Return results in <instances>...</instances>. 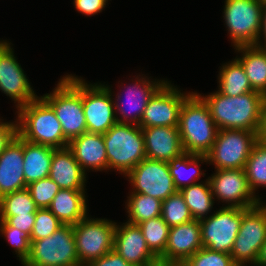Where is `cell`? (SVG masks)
Listing matches in <instances>:
<instances>
[{
  "mask_svg": "<svg viewBox=\"0 0 266 266\" xmlns=\"http://www.w3.org/2000/svg\"><path fill=\"white\" fill-rule=\"evenodd\" d=\"M115 228V221L91 218L89 215L73 225L76 252L81 266H87L113 250Z\"/></svg>",
  "mask_w": 266,
  "mask_h": 266,
  "instance_id": "cell-9",
  "label": "cell"
},
{
  "mask_svg": "<svg viewBox=\"0 0 266 266\" xmlns=\"http://www.w3.org/2000/svg\"><path fill=\"white\" fill-rule=\"evenodd\" d=\"M87 176L68 147L53 150L49 177L60 189L87 190Z\"/></svg>",
  "mask_w": 266,
  "mask_h": 266,
  "instance_id": "cell-23",
  "label": "cell"
},
{
  "mask_svg": "<svg viewBox=\"0 0 266 266\" xmlns=\"http://www.w3.org/2000/svg\"><path fill=\"white\" fill-rule=\"evenodd\" d=\"M32 199L38 209L49 208L60 187L50 177L37 180L27 185Z\"/></svg>",
  "mask_w": 266,
  "mask_h": 266,
  "instance_id": "cell-37",
  "label": "cell"
},
{
  "mask_svg": "<svg viewBox=\"0 0 266 266\" xmlns=\"http://www.w3.org/2000/svg\"><path fill=\"white\" fill-rule=\"evenodd\" d=\"M261 3H264V2H266V0H259Z\"/></svg>",
  "mask_w": 266,
  "mask_h": 266,
  "instance_id": "cell-48",
  "label": "cell"
},
{
  "mask_svg": "<svg viewBox=\"0 0 266 266\" xmlns=\"http://www.w3.org/2000/svg\"><path fill=\"white\" fill-rule=\"evenodd\" d=\"M116 222L113 250L125 261L135 266H150L159 259L148 248L138 225Z\"/></svg>",
  "mask_w": 266,
  "mask_h": 266,
  "instance_id": "cell-18",
  "label": "cell"
},
{
  "mask_svg": "<svg viewBox=\"0 0 266 266\" xmlns=\"http://www.w3.org/2000/svg\"><path fill=\"white\" fill-rule=\"evenodd\" d=\"M208 176L214 200L223 202L225 207L249 209L262 201L251 191L244 168L215 169ZM227 204V205H226Z\"/></svg>",
  "mask_w": 266,
  "mask_h": 266,
  "instance_id": "cell-12",
  "label": "cell"
},
{
  "mask_svg": "<svg viewBox=\"0 0 266 266\" xmlns=\"http://www.w3.org/2000/svg\"><path fill=\"white\" fill-rule=\"evenodd\" d=\"M204 162L208 164L206 155L190 153H184L182 156L169 162L170 175L178 191L186 186L200 182L201 176L204 177L206 175L200 166V163Z\"/></svg>",
  "mask_w": 266,
  "mask_h": 266,
  "instance_id": "cell-27",
  "label": "cell"
},
{
  "mask_svg": "<svg viewBox=\"0 0 266 266\" xmlns=\"http://www.w3.org/2000/svg\"><path fill=\"white\" fill-rule=\"evenodd\" d=\"M109 0H73L74 8L85 16H94L101 13L106 5H108Z\"/></svg>",
  "mask_w": 266,
  "mask_h": 266,
  "instance_id": "cell-39",
  "label": "cell"
},
{
  "mask_svg": "<svg viewBox=\"0 0 266 266\" xmlns=\"http://www.w3.org/2000/svg\"><path fill=\"white\" fill-rule=\"evenodd\" d=\"M125 178L131 184V192L152 196L161 201L175 194L176 189L170 175L169 162L145 158Z\"/></svg>",
  "mask_w": 266,
  "mask_h": 266,
  "instance_id": "cell-14",
  "label": "cell"
},
{
  "mask_svg": "<svg viewBox=\"0 0 266 266\" xmlns=\"http://www.w3.org/2000/svg\"><path fill=\"white\" fill-rule=\"evenodd\" d=\"M244 171L251 191L261 201L263 197H259L258 188H266V143L257 141L247 159ZM257 194V195H256Z\"/></svg>",
  "mask_w": 266,
  "mask_h": 266,
  "instance_id": "cell-31",
  "label": "cell"
},
{
  "mask_svg": "<svg viewBox=\"0 0 266 266\" xmlns=\"http://www.w3.org/2000/svg\"><path fill=\"white\" fill-rule=\"evenodd\" d=\"M177 85L166 81L149 99L141 118L140 127L179 126L180 110L184 101L193 93L181 92Z\"/></svg>",
  "mask_w": 266,
  "mask_h": 266,
  "instance_id": "cell-17",
  "label": "cell"
},
{
  "mask_svg": "<svg viewBox=\"0 0 266 266\" xmlns=\"http://www.w3.org/2000/svg\"><path fill=\"white\" fill-rule=\"evenodd\" d=\"M55 111L64 137L70 141L88 132L82 106V77L65 74L50 93L41 96Z\"/></svg>",
  "mask_w": 266,
  "mask_h": 266,
  "instance_id": "cell-4",
  "label": "cell"
},
{
  "mask_svg": "<svg viewBox=\"0 0 266 266\" xmlns=\"http://www.w3.org/2000/svg\"><path fill=\"white\" fill-rule=\"evenodd\" d=\"M202 247L200 221L192 220L169 229L166 249L158 259L182 264Z\"/></svg>",
  "mask_w": 266,
  "mask_h": 266,
  "instance_id": "cell-19",
  "label": "cell"
},
{
  "mask_svg": "<svg viewBox=\"0 0 266 266\" xmlns=\"http://www.w3.org/2000/svg\"><path fill=\"white\" fill-rule=\"evenodd\" d=\"M125 202L128 219L126 222L139 223L161 216L162 201L141 193H129Z\"/></svg>",
  "mask_w": 266,
  "mask_h": 266,
  "instance_id": "cell-30",
  "label": "cell"
},
{
  "mask_svg": "<svg viewBox=\"0 0 266 266\" xmlns=\"http://www.w3.org/2000/svg\"><path fill=\"white\" fill-rule=\"evenodd\" d=\"M208 106L218 130L242 129L258 132L265 96L257 91L240 96H226L218 91L202 95L194 91Z\"/></svg>",
  "mask_w": 266,
  "mask_h": 266,
  "instance_id": "cell-1",
  "label": "cell"
},
{
  "mask_svg": "<svg viewBox=\"0 0 266 266\" xmlns=\"http://www.w3.org/2000/svg\"><path fill=\"white\" fill-rule=\"evenodd\" d=\"M145 74L135 75V79H131L132 83H129L126 86H123L124 83L121 82L120 88H126V96L122 99L124 93L123 90L113 93L112 85L106 84L110 89L114 106L117 123L133 124L140 125L141 118L143 116L144 110L148 104L149 99L154 95V93L167 81L165 78L152 79L151 76L148 77ZM145 76V77H144ZM151 78V79H150ZM115 96V97H114ZM126 99V100H125Z\"/></svg>",
  "mask_w": 266,
  "mask_h": 266,
  "instance_id": "cell-10",
  "label": "cell"
},
{
  "mask_svg": "<svg viewBox=\"0 0 266 266\" xmlns=\"http://www.w3.org/2000/svg\"><path fill=\"white\" fill-rule=\"evenodd\" d=\"M23 162V139L16 134L0 154V198L27 188Z\"/></svg>",
  "mask_w": 266,
  "mask_h": 266,
  "instance_id": "cell-21",
  "label": "cell"
},
{
  "mask_svg": "<svg viewBox=\"0 0 266 266\" xmlns=\"http://www.w3.org/2000/svg\"><path fill=\"white\" fill-rule=\"evenodd\" d=\"M150 251L159 258L166 249L170 227L162 219L155 217L138 224Z\"/></svg>",
  "mask_w": 266,
  "mask_h": 266,
  "instance_id": "cell-33",
  "label": "cell"
},
{
  "mask_svg": "<svg viewBox=\"0 0 266 266\" xmlns=\"http://www.w3.org/2000/svg\"><path fill=\"white\" fill-rule=\"evenodd\" d=\"M87 266H135L125 261L115 250L109 251L106 255L92 261Z\"/></svg>",
  "mask_w": 266,
  "mask_h": 266,
  "instance_id": "cell-42",
  "label": "cell"
},
{
  "mask_svg": "<svg viewBox=\"0 0 266 266\" xmlns=\"http://www.w3.org/2000/svg\"><path fill=\"white\" fill-rule=\"evenodd\" d=\"M223 20L233 48L255 45L262 26L259 0H225Z\"/></svg>",
  "mask_w": 266,
  "mask_h": 266,
  "instance_id": "cell-7",
  "label": "cell"
},
{
  "mask_svg": "<svg viewBox=\"0 0 266 266\" xmlns=\"http://www.w3.org/2000/svg\"><path fill=\"white\" fill-rule=\"evenodd\" d=\"M37 207L27 188L12 192L0 198V221L9 216L36 213Z\"/></svg>",
  "mask_w": 266,
  "mask_h": 266,
  "instance_id": "cell-32",
  "label": "cell"
},
{
  "mask_svg": "<svg viewBox=\"0 0 266 266\" xmlns=\"http://www.w3.org/2000/svg\"><path fill=\"white\" fill-rule=\"evenodd\" d=\"M178 127L184 152L196 155L211 150L218 132L208 106L195 92L181 107Z\"/></svg>",
  "mask_w": 266,
  "mask_h": 266,
  "instance_id": "cell-3",
  "label": "cell"
},
{
  "mask_svg": "<svg viewBox=\"0 0 266 266\" xmlns=\"http://www.w3.org/2000/svg\"><path fill=\"white\" fill-rule=\"evenodd\" d=\"M142 132L148 159L172 162L185 153L178 126L147 127Z\"/></svg>",
  "mask_w": 266,
  "mask_h": 266,
  "instance_id": "cell-20",
  "label": "cell"
},
{
  "mask_svg": "<svg viewBox=\"0 0 266 266\" xmlns=\"http://www.w3.org/2000/svg\"><path fill=\"white\" fill-rule=\"evenodd\" d=\"M22 266H81L73 225H61L52 235L31 241L30 254Z\"/></svg>",
  "mask_w": 266,
  "mask_h": 266,
  "instance_id": "cell-8",
  "label": "cell"
},
{
  "mask_svg": "<svg viewBox=\"0 0 266 266\" xmlns=\"http://www.w3.org/2000/svg\"><path fill=\"white\" fill-rule=\"evenodd\" d=\"M82 78V106L89 133H106L117 123L114 101L105 82L89 83Z\"/></svg>",
  "mask_w": 266,
  "mask_h": 266,
  "instance_id": "cell-16",
  "label": "cell"
},
{
  "mask_svg": "<svg viewBox=\"0 0 266 266\" xmlns=\"http://www.w3.org/2000/svg\"><path fill=\"white\" fill-rule=\"evenodd\" d=\"M161 217L170 228L194 220L180 191L162 201Z\"/></svg>",
  "mask_w": 266,
  "mask_h": 266,
  "instance_id": "cell-34",
  "label": "cell"
},
{
  "mask_svg": "<svg viewBox=\"0 0 266 266\" xmlns=\"http://www.w3.org/2000/svg\"><path fill=\"white\" fill-rule=\"evenodd\" d=\"M0 234L10 243L17 254L18 260L23 264L30 254L31 238L27 232L9 226L5 221H0Z\"/></svg>",
  "mask_w": 266,
  "mask_h": 266,
  "instance_id": "cell-35",
  "label": "cell"
},
{
  "mask_svg": "<svg viewBox=\"0 0 266 266\" xmlns=\"http://www.w3.org/2000/svg\"><path fill=\"white\" fill-rule=\"evenodd\" d=\"M185 199L194 220L207 218L213 209L215 200L208 179L194 183L179 190Z\"/></svg>",
  "mask_w": 266,
  "mask_h": 266,
  "instance_id": "cell-29",
  "label": "cell"
},
{
  "mask_svg": "<svg viewBox=\"0 0 266 266\" xmlns=\"http://www.w3.org/2000/svg\"><path fill=\"white\" fill-rule=\"evenodd\" d=\"M258 141L257 133L242 129L218 130L211 150L206 154L208 164L214 169L244 168Z\"/></svg>",
  "mask_w": 266,
  "mask_h": 266,
  "instance_id": "cell-11",
  "label": "cell"
},
{
  "mask_svg": "<svg viewBox=\"0 0 266 266\" xmlns=\"http://www.w3.org/2000/svg\"><path fill=\"white\" fill-rule=\"evenodd\" d=\"M85 193V190L60 189L48 209L63 225H75L90 211Z\"/></svg>",
  "mask_w": 266,
  "mask_h": 266,
  "instance_id": "cell-24",
  "label": "cell"
},
{
  "mask_svg": "<svg viewBox=\"0 0 266 266\" xmlns=\"http://www.w3.org/2000/svg\"><path fill=\"white\" fill-rule=\"evenodd\" d=\"M150 266H175V263H164V262L158 261Z\"/></svg>",
  "mask_w": 266,
  "mask_h": 266,
  "instance_id": "cell-46",
  "label": "cell"
},
{
  "mask_svg": "<svg viewBox=\"0 0 266 266\" xmlns=\"http://www.w3.org/2000/svg\"><path fill=\"white\" fill-rule=\"evenodd\" d=\"M54 149L23 139V172L26 185L49 177Z\"/></svg>",
  "mask_w": 266,
  "mask_h": 266,
  "instance_id": "cell-25",
  "label": "cell"
},
{
  "mask_svg": "<svg viewBox=\"0 0 266 266\" xmlns=\"http://www.w3.org/2000/svg\"><path fill=\"white\" fill-rule=\"evenodd\" d=\"M17 134V122L15 121H3L0 118V154L5 149L6 145L12 140V138Z\"/></svg>",
  "mask_w": 266,
  "mask_h": 266,
  "instance_id": "cell-41",
  "label": "cell"
},
{
  "mask_svg": "<svg viewBox=\"0 0 266 266\" xmlns=\"http://www.w3.org/2000/svg\"><path fill=\"white\" fill-rule=\"evenodd\" d=\"M108 170L126 176L146 158L142 128L139 125L116 123L103 134Z\"/></svg>",
  "mask_w": 266,
  "mask_h": 266,
  "instance_id": "cell-5",
  "label": "cell"
},
{
  "mask_svg": "<svg viewBox=\"0 0 266 266\" xmlns=\"http://www.w3.org/2000/svg\"><path fill=\"white\" fill-rule=\"evenodd\" d=\"M15 115L17 134L22 139L55 149L68 147L55 111L41 96L19 107Z\"/></svg>",
  "mask_w": 266,
  "mask_h": 266,
  "instance_id": "cell-2",
  "label": "cell"
},
{
  "mask_svg": "<svg viewBox=\"0 0 266 266\" xmlns=\"http://www.w3.org/2000/svg\"><path fill=\"white\" fill-rule=\"evenodd\" d=\"M235 58L242 64L254 91L266 96V49L254 45L235 47Z\"/></svg>",
  "mask_w": 266,
  "mask_h": 266,
  "instance_id": "cell-26",
  "label": "cell"
},
{
  "mask_svg": "<svg viewBox=\"0 0 266 266\" xmlns=\"http://www.w3.org/2000/svg\"><path fill=\"white\" fill-rule=\"evenodd\" d=\"M266 242V203L243 209L238 235L230 252L238 266H255Z\"/></svg>",
  "mask_w": 266,
  "mask_h": 266,
  "instance_id": "cell-6",
  "label": "cell"
},
{
  "mask_svg": "<svg viewBox=\"0 0 266 266\" xmlns=\"http://www.w3.org/2000/svg\"><path fill=\"white\" fill-rule=\"evenodd\" d=\"M68 148L72 151L81 169L86 174L91 170L92 172L108 171V159L103 134L83 133L70 140Z\"/></svg>",
  "mask_w": 266,
  "mask_h": 266,
  "instance_id": "cell-22",
  "label": "cell"
},
{
  "mask_svg": "<svg viewBox=\"0 0 266 266\" xmlns=\"http://www.w3.org/2000/svg\"><path fill=\"white\" fill-rule=\"evenodd\" d=\"M183 266H238L230 254L212 251L202 247L190 258L186 259Z\"/></svg>",
  "mask_w": 266,
  "mask_h": 266,
  "instance_id": "cell-36",
  "label": "cell"
},
{
  "mask_svg": "<svg viewBox=\"0 0 266 266\" xmlns=\"http://www.w3.org/2000/svg\"><path fill=\"white\" fill-rule=\"evenodd\" d=\"M255 266H266V242L262 246L258 261Z\"/></svg>",
  "mask_w": 266,
  "mask_h": 266,
  "instance_id": "cell-45",
  "label": "cell"
},
{
  "mask_svg": "<svg viewBox=\"0 0 266 266\" xmlns=\"http://www.w3.org/2000/svg\"><path fill=\"white\" fill-rule=\"evenodd\" d=\"M175 266H183L182 264L175 263Z\"/></svg>",
  "mask_w": 266,
  "mask_h": 266,
  "instance_id": "cell-47",
  "label": "cell"
},
{
  "mask_svg": "<svg viewBox=\"0 0 266 266\" xmlns=\"http://www.w3.org/2000/svg\"><path fill=\"white\" fill-rule=\"evenodd\" d=\"M257 136L259 141L266 143V96L261 108L260 124Z\"/></svg>",
  "mask_w": 266,
  "mask_h": 266,
  "instance_id": "cell-43",
  "label": "cell"
},
{
  "mask_svg": "<svg viewBox=\"0 0 266 266\" xmlns=\"http://www.w3.org/2000/svg\"><path fill=\"white\" fill-rule=\"evenodd\" d=\"M5 222L14 228L31 234L35 222V213H28V215L9 216Z\"/></svg>",
  "mask_w": 266,
  "mask_h": 266,
  "instance_id": "cell-40",
  "label": "cell"
},
{
  "mask_svg": "<svg viewBox=\"0 0 266 266\" xmlns=\"http://www.w3.org/2000/svg\"><path fill=\"white\" fill-rule=\"evenodd\" d=\"M241 224L240 207H221L200 220L203 247L230 254Z\"/></svg>",
  "mask_w": 266,
  "mask_h": 266,
  "instance_id": "cell-13",
  "label": "cell"
},
{
  "mask_svg": "<svg viewBox=\"0 0 266 266\" xmlns=\"http://www.w3.org/2000/svg\"><path fill=\"white\" fill-rule=\"evenodd\" d=\"M11 44L9 40H0V91L14 101L17 110L35 100L38 95L17 61Z\"/></svg>",
  "mask_w": 266,
  "mask_h": 266,
  "instance_id": "cell-15",
  "label": "cell"
},
{
  "mask_svg": "<svg viewBox=\"0 0 266 266\" xmlns=\"http://www.w3.org/2000/svg\"><path fill=\"white\" fill-rule=\"evenodd\" d=\"M222 66V67H221ZM219 66L218 92L226 96H240L254 91L246 76L242 64L233 58Z\"/></svg>",
  "mask_w": 266,
  "mask_h": 266,
  "instance_id": "cell-28",
  "label": "cell"
},
{
  "mask_svg": "<svg viewBox=\"0 0 266 266\" xmlns=\"http://www.w3.org/2000/svg\"><path fill=\"white\" fill-rule=\"evenodd\" d=\"M254 46L261 48V49H266V2L263 3L262 26H261L260 34Z\"/></svg>",
  "mask_w": 266,
  "mask_h": 266,
  "instance_id": "cell-44",
  "label": "cell"
},
{
  "mask_svg": "<svg viewBox=\"0 0 266 266\" xmlns=\"http://www.w3.org/2000/svg\"><path fill=\"white\" fill-rule=\"evenodd\" d=\"M61 225L63 224L48 208L37 209L33 230L30 234L31 241L52 235Z\"/></svg>",
  "mask_w": 266,
  "mask_h": 266,
  "instance_id": "cell-38",
  "label": "cell"
}]
</instances>
